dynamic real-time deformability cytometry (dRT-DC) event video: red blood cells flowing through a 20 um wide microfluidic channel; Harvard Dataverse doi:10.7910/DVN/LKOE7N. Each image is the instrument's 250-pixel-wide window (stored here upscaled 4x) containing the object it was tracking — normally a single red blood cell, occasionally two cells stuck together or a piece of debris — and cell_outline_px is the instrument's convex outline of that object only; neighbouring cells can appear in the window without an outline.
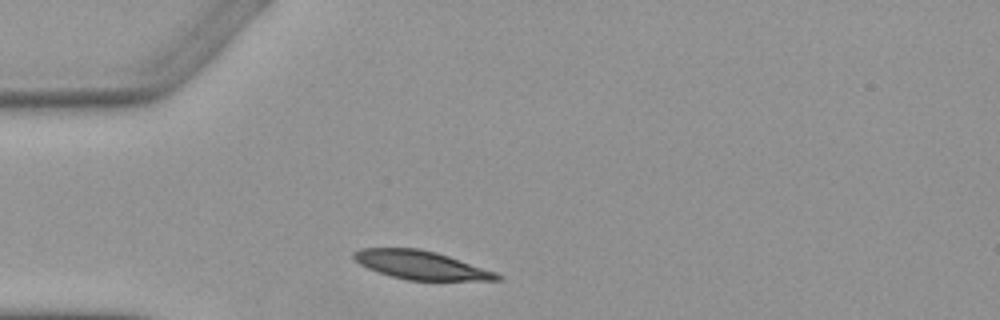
{"species": "Egyptian fruit bat (a non-hibernating species)", "species_latin": "Rousettus aegyptiacus", "temperature_condition": "warm", "stored_images_in_passage": 1, "camera_frame_rate_fps": 3000, "um_per_image_px": 0.085, "animal": {"sex": "female"}, "frame": {"image": 1, "passage_image": 1, "time_ms": 0.0, "image_size_px": [1000, 320], "cell_outline_px": [[504, 276], [500, 280], [408, 280], [392, 276], [368, 268], [360, 264], [352, 256], [352, 252], [360, 248], [420, 248], [436, 252], [496, 272]], "centroid_in_image_um": [35.78, 22.52], "position_along_channel_um": 49.2, "area_um2": 23.58}}